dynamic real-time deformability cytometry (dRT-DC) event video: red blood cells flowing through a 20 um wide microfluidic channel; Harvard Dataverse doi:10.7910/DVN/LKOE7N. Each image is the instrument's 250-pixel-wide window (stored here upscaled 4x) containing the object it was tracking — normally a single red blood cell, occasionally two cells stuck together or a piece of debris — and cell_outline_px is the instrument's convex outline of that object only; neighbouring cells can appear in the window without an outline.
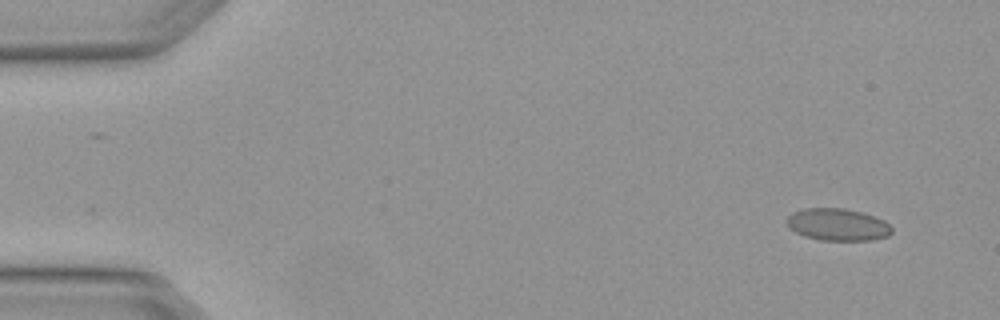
{"species": "Egyptian fruit bat (a non-hibernating species)", "species_latin": "Rousettus aegyptiacus", "temperature_condition": "warm", "stored_images_in_passage": 2, "camera_frame_rate_fps": 3000, "um_per_image_px": 0.085, "animal": {"sex": "female"}, "frame": {"image": 1, "passage_image": 2, "time_ms": 0.333, "image_size_px": [1000, 320], "cell_outline_px": [[892, 232], [888, 236], [872, 240], [820, 240], [804, 236], [796, 232], [784, 220], [792, 212], [804, 208], [844, 208], [860, 212], [884, 220], [892, 228]], "centroid_in_image_um": [71.19, 19.09], "position_along_channel_um": 13.8, "area_um2": 19.59}}